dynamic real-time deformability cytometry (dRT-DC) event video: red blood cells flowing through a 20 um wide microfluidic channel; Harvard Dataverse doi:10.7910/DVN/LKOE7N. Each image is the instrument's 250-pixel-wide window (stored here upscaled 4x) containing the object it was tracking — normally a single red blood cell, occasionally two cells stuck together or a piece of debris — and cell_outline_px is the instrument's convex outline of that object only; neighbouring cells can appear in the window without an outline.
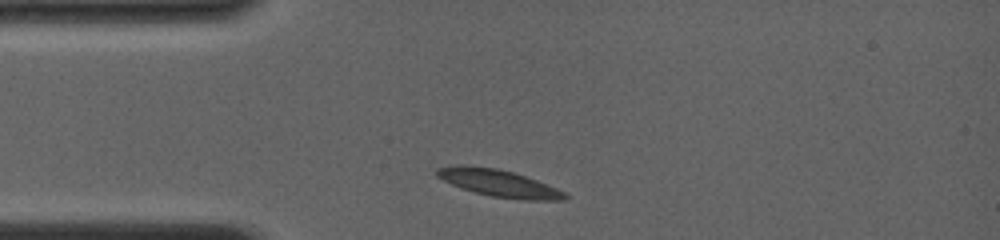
{"species": "common noctule bat (a hibernating species)", "species_latin": "Nyctalus noctula", "temperature_condition": "room temperature", "stored_images_in_passage": 22, "camera_frame_rate_fps": 4000, "um_per_image_px": 0.085, "animal": {"sex": "female", "body_mass_g": 19.0, "forearm_length_mm": 56.7}, "frame": {"image": 1, "passage_image": 1, "time_ms": 0.0, "image_size_px": [1000, 240], "cell_outline_px": [[568, 196], [564, 200], [524, 200], [492, 196], [460, 188], [436, 176], [436, 168], [456, 164], [464, 164], [496, 168], [512, 172], [536, 180], [556, 188], [564, 192]], "centroid_in_image_um": [42.35, 15.55], "position_along_channel_um": 42.7, "area_um2": 20.06}}
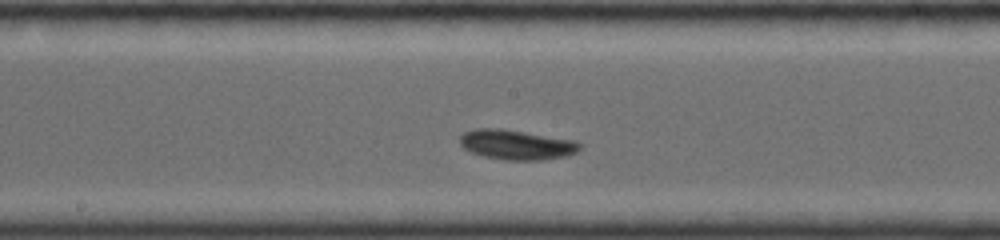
{"frame": {"image": 2, "passage_image": 12, "time_ms": 4.5, "image_size_px": [1000, 240], "cell_outline_px": [[584, 144], [576, 152], [568, 156], [544, 160], [504, 160], [484, 156], [472, 152], [464, 148], [460, 144], [460, 136], [464, 132], [476, 128], [500, 128], [576, 140]], "centroid_in_image_um": [43.95, 12.3], "position_along_channel_um": 204.3, "area_um2": 21.04}}
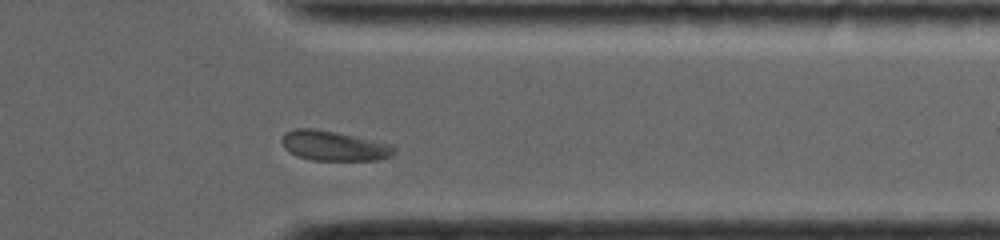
{"frame": {"image": 3, "passage_image": 21, "time_ms": 9.0, "image_size_px": [1000, 240], "cell_outline_px": [[396, 152], [392, 156], [380, 160], [312, 160], [296, 156], [288, 152], [284, 148], [280, 140], [284, 132], [292, 128], [312, 128], [336, 132], [392, 144], [396, 148]], "centroid_in_image_um": [28.36, 12.39], "position_along_channel_um": 383.0, "area_um2": 19.88}, "authors_computed_cell_mechanics": {"area_um2": 19.8832, "velocity_mm_per_s": 3.9373, "shape_relaxation_time_tau1_ms": 2.9776, "shape_relaxation_time_tau2_ms": 9.4862, "deformation_change_tau1": 0.0888, "deformation_change_tau2": 0.0896}}